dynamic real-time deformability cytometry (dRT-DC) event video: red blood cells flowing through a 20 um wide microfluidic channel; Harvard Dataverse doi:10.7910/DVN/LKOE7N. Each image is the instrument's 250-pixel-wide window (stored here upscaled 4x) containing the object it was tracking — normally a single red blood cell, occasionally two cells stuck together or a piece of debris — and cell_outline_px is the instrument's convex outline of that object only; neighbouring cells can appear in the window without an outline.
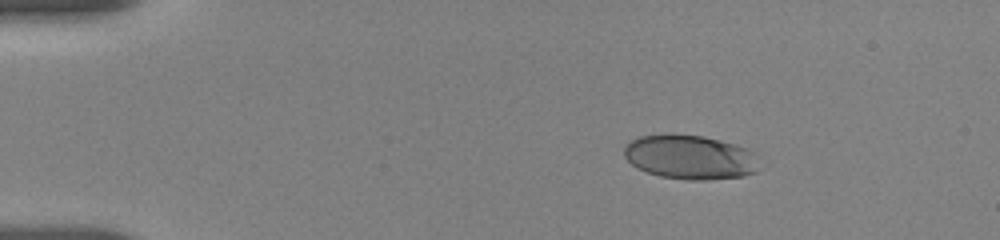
{"species": "human", "species_latin": "Homo sapiens", "temperature_condition": "room temperature", "stored_images_in_passage": 4, "camera_frame_rate_fps": 3000, "um_per_image_px": 0.085, "donor": {"sex": "female"}, "frame": {"image": 1, "passage_image": 1, "time_ms": 0.0, "image_size_px": [1000, 240], "cell_outline_px": [[756, 172], [744, 176], [708, 180], [688, 180], [660, 176], [636, 168], [624, 156], [624, 144], [640, 136], [704, 136], [736, 144], [748, 148], [756, 152]], "centroid_in_image_um": [58.68, 13.38], "position_along_channel_um": 26.3, "area_um2": 34.51}}